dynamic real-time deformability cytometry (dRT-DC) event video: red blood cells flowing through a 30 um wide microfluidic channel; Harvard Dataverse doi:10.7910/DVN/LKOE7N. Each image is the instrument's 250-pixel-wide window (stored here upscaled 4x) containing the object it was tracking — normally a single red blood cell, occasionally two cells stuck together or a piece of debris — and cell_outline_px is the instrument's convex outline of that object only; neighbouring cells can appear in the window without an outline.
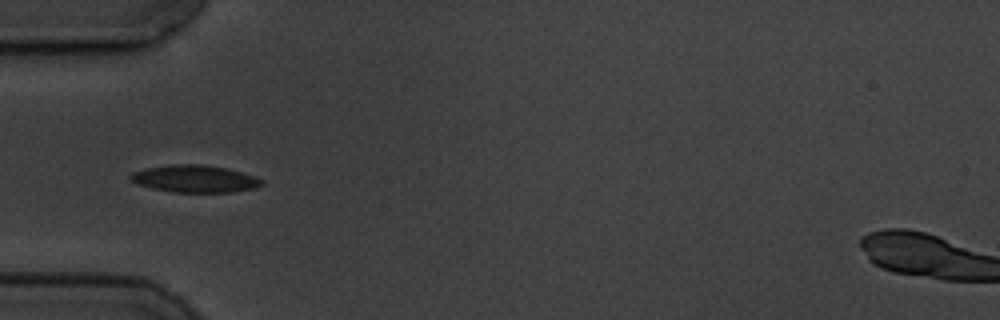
{"species": "common noctule bat (a hibernating species)", "species_latin": "Nyctalus noctula", "temperature_condition": "cold", "stored_images_in_passage": 9, "camera_frame_rate_fps": 3000, "um_per_image_px": 0.085, "animal": {"sex": "male", "body_mass_g": 19.5, "forearm_length_mm": 54.6}, "frame": {"image": 1, "passage_image": 6, "time_ms": 5.667, "image_size_px": [1000, 320], "cell_outline_px": [[264, 184], [252, 188], [232, 192], [172, 192], [152, 188], [136, 184], [128, 176], [132, 172], [148, 168], [172, 164], [204, 164], [228, 168], [264, 180]], "centroid_in_image_um": [16.54, 15.19], "position_along_channel_um": 68.5, "area_um2": 20.75}}
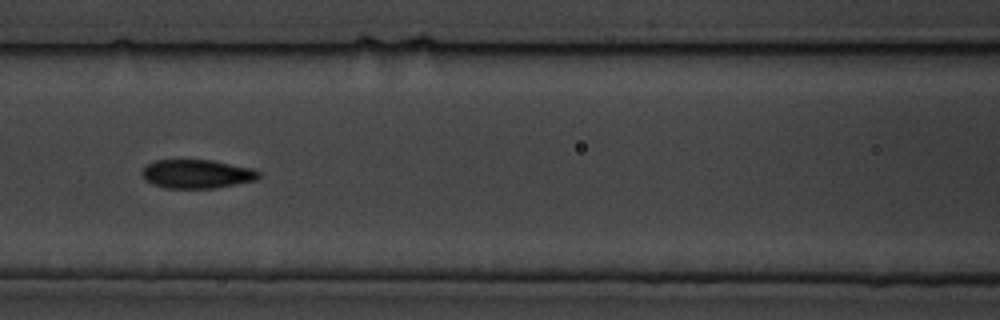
{"frame": {"image": 2, "passage_image": 8, "time_ms": 8.0, "image_size_px": [1000, 320], "cell_outline_px": [[260, 176], [256, 180], [216, 188], [164, 188], [152, 184], [144, 180], [140, 172], [148, 164], [156, 160], [212, 160], [252, 168], [260, 172]], "centroid_in_image_um": [16.72, 14.79], "position_along_channel_um": 149.9, "area_um2": 19.65}}
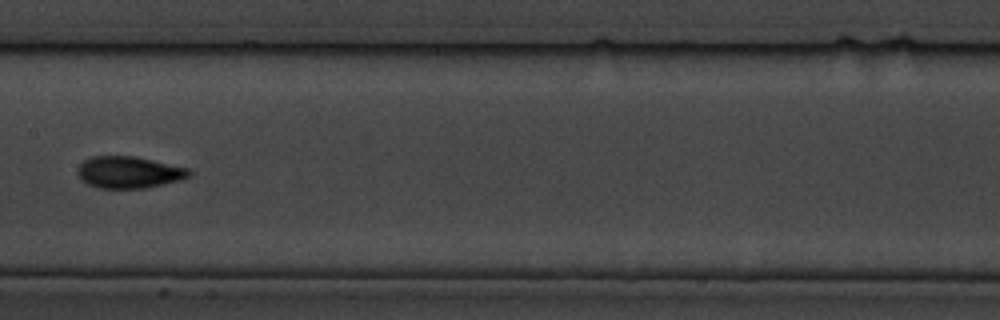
{"frame": {"image": 3, "passage_image": 9, "time_ms": 9.333, "image_size_px": [1000, 320], "cell_outline_px": [[192, 176], [180, 180], [164, 184], [144, 188], [96, 188], [80, 180], [76, 172], [80, 164], [84, 160], [92, 156], [132, 156], [152, 160], [188, 168], [192, 172]], "centroid_in_image_um": [10.94, 14.65], "position_along_channel_um": 196.5, "area_um2": 20.75}}